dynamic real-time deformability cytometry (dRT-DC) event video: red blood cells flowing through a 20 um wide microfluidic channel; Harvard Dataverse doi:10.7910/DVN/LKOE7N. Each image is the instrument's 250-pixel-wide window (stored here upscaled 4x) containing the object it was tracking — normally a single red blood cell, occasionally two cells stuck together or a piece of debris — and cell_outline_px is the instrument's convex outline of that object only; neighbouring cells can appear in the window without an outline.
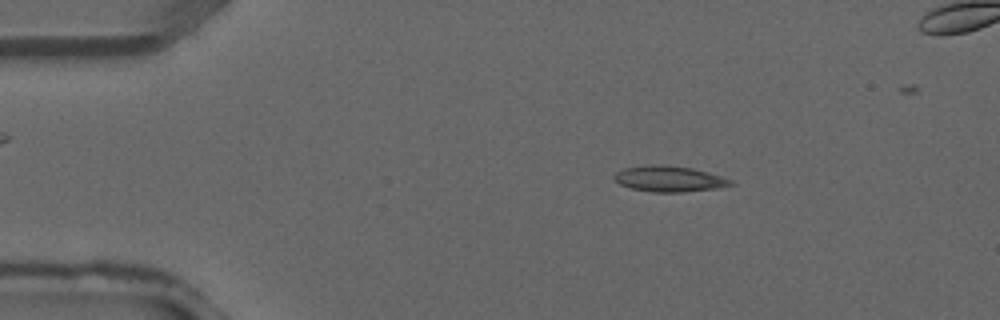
{"species": "common noctule bat (a hibernating species)", "species_latin": "Nyctalus noctula", "temperature_condition": "warm", "stored_images_in_passage": 3, "camera_frame_rate_fps": 3000, "um_per_image_px": 0.085, "animal": {"sex": "male", "forearm_length_mm": 52.5}, "frame": {"image": 1, "passage_image": 1, "time_ms": 0.0, "image_size_px": [1000, 320], "cell_outline_px": [[736, 184], [716, 188], [684, 192], [652, 192], [628, 188], [620, 184], [612, 176], [616, 172], [624, 168], [656, 164], [660, 164], [692, 168], [720, 176], [732, 180]], "centroid_in_image_um": [56.86, 15.21], "position_along_channel_um": 28.1, "area_um2": 17.46}}